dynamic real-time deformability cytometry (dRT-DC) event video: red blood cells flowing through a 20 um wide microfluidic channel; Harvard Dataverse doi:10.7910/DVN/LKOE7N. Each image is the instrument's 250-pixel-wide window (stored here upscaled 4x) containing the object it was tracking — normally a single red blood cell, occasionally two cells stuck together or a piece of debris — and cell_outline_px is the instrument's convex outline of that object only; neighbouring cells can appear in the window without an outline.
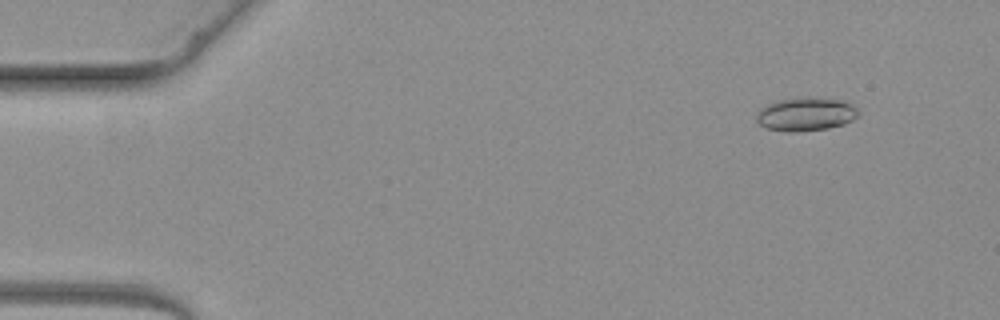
{"species": "common noctule bat (a hibernating species)", "species_latin": "Nyctalus noctula", "temperature_condition": "warm", "stored_images_in_passage": 4, "camera_frame_rate_fps": 3000, "um_per_image_px": 0.085, "animal": {"sex": "female", "body_mass_g": 19.3, "forearm_length_mm": 54.1}, "frame": {"image": 1, "passage_image": 2, "time_ms": 1.333, "image_size_px": [1000, 320], "cell_outline_px": [[860, 116], [844, 124], [828, 128], [792, 132], [788, 132], [768, 128], [760, 124], [756, 120], [756, 112], [764, 104], [776, 100], [800, 96], [812, 96], [844, 100], [852, 104], [860, 112]], "centroid_in_image_um": [68.5, 9.66], "position_along_channel_um": 16.5, "area_um2": 20.46}}